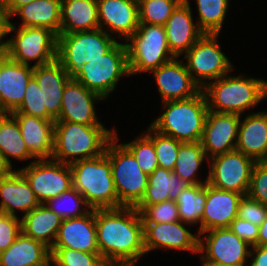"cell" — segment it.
<instances>
[{
	"label": "cell",
	"instance_id": "cell-24",
	"mask_svg": "<svg viewBox=\"0 0 267 266\" xmlns=\"http://www.w3.org/2000/svg\"><path fill=\"white\" fill-rule=\"evenodd\" d=\"M0 212L17 216L16 209L27 214L40 202L25 176L18 170L0 177Z\"/></svg>",
	"mask_w": 267,
	"mask_h": 266
},
{
	"label": "cell",
	"instance_id": "cell-18",
	"mask_svg": "<svg viewBox=\"0 0 267 266\" xmlns=\"http://www.w3.org/2000/svg\"><path fill=\"white\" fill-rule=\"evenodd\" d=\"M32 76L33 66L0 54V113H12L20 107Z\"/></svg>",
	"mask_w": 267,
	"mask_h": 266
},
{
	"label": "cell",
	"instance_id": "cell-23",
	"mask_svg": "<svg viewBox=\"0 0 267 266\" xmlns=\"http://www.w3.org/2000/svg\"><path fill=\"white\" fill-rule=\"evenodd\" d=\"M170 52L178 58L184 55L204 34L193 21L189 1L183 0L164 25Z\"/></svg>",
	"mask_w": 267,
	"mask_h": 266
},
{
	"label": "cell",
	"instance_id": "cell-27",
	"mask_svg": "<svg viewBox=\"0 0 267 266\" xmlns=\"http://www.w3.org/2000/svg\"><path fill=\"white\" fill-rule=\"evenodd\" d=\"M235 149L256 162L267 161V111L251 113L240 121Z\"/></svg>",
	"mask_w": 267,
	"mask_h": 266
},
{
	"label": "cell",
	"instance_id": "cell-42",
	"mask_svg": "<svg viewBox=\"0 0 267 266\" xmlns=\"http://www.w3.org/2000/svg\"><path fill=\"white\" fill-rule=\"evenodd\" d=\"M143 223H171L179 221V211L176 201L167 200L154 205H137Z\"/></svg>",
	"mask_w": 267,
	"mask_h": 266
},
{
	"label": "cell",
	"instance_id": "cell-14",
	"mask_svg": "<svg viewBox=\"0 0 267 266\" xmlns=\"http://www.w3.org/2000/svg\"><path fill=\"white\" fill-rule=\"evenodd\" d=\"M198 235V253L202 254L201 260L215 261L227 265L246 266L247 263L245 262L250 256L249 247L251 246L229 228L207 230ZM201 235H205L203 239Z\"/></svg>",
	"mask_w": 267,
	"mask_h": 266
},
{
	"label": "cell",
	"instance_id": "cell-30",
	"mask_svg": "<svg viewBox=\"0 0 267 266\" xmlns=\"http://www.w3.org/2000/svg\"><path fill=\"white\" fill-rule=\"evenodd\" d=\"M62 218L50 210L45 204L23 215L21 219L22 233L34 240L40 241L50 249L52 248Z\"/></svg>",
	"mask_w": 267,
	"mask_h": 266
},
{
	"label": "cell",
	"instance_id": "cell-7",
	"mask_svg": "<svg viewBox=\"0 0 267 266\" xmlns=\"http://www.w3.org/2000/svg\"><path fill=\"white\" fill-rule=\"evenodd\" d=\"M118 134L108 142L105 153L111 162L112 176L118 196V207H136L145 195L148 175L139 167L134 155L117 144Z\"/></svg>",
	"mask_w": 267,
	"mask_h": 266
},
{
	"label": "cell",
	"instance_id": "cell-53",
	"mask_svg": "<svg viewBox=\"0 0 267 266\" xmlns=\"http://www.w3.org/2000/svg\"><path fill=\"white\" fill-rule=\"evenodd\" d=\"M203 264L202 266H236V265H227V264H222V263H218L215 261H208V260H203Z\"/></svg>",
	"mask_w": 267,
	"mask_h": 266
},
{
	"label": "cell",
	"instance_id": "cell-11",
	"mask_svg": "<svg viewBox=\"0 0 267 266\" xmlns=\"http://www.w3.org/2000/svg\"><path fill=\"white\" fill-rule=\"evenodd\" d=\"M219 34L204 33L185 53L186 68L193 80L203 89L207 80H216L229 74L233 65L218 45Z\"/></svg>",
	"mask_w": 267,
	"mask_h": 266
},
{
	"label": "cell",
	"instance_id": "cell-20",
	"mask_svg": "<svg viewBox=\"0 0 267 266\" xmlns=\"http://www.w3.org/2000/svg\"><path fill=\"white\" fill-rule=\"evenodd\" d=\"M183 62L182 59L174 58L151 71L158 85L162 103L188 99L202 90Z\"/></svg>",
	"mask_w": 267,
	"mask_h": 266
},
{
	"label": "cell",
	"instance_id": "cell-25",
	"mask_svg": "<svg viewBox=\"0 0 267 266\" xmlns=\"http://www.w3.org/2000/svg\"><path fill=\"white\" fill-rule=\"evenodd\" d=\"M33 77L42 91L43 108H47V112L56 120L60 115L63 89L71 77L57 59L33 67Z\"/></svg>",
	"mask_w": 267,
	"mask_h": 266
},
{
	"label": "cell",
	"instance_id": "cell-46",
	"mask_svg": "<svg viewBox=\"0 0 267 266\" xmlns=\"http://www.w3.org/2000/svg\"><path fill=\"white\" fill-rule=\"evenodd\" d=\"M21 233V219L0 212V252L7 250Z\"/></svg>",
	"mask_w": 267,
	"mask_h": 266
},
{
	"label": "cell",
	"instance_id": "cell-33",
	"mask_svg": "<svg viewBox=\"0 0 267 266\" xmlns=\"http://www.w3.org/2000/svg\"><path fill=\"white\" fill-rule=\"evenodd\" d=\"M0 151L5 162L11 168L9 157L17 160H29L36 158L29 152L20 127L16 119L10 113H0Z\"/></svg>",
	"mask_w": 267,
	"mask_h": 266
},
{
	"label": "cell",
	"instance_id": "cell-38",
	"mask_svg": "<svg viewBox=\"0 0 267 266\" xmlns=\"http://www.w3.org/2000/svg\"><path fill=\"white\" fill-rule=\"evenodd\" d=\"M183 0H138L139 23L165 25Z\"/></svg>",
	"mask_w": 267,
	"mask_h": 266
},
{
	"label": "cell",
	"instance_id": "cell-41",
	"mask_svg": "<svg viewBox=\"0 0 267 266\" xmlns=\"http://www.w3.org/2000/svg\"><path fill=\"white\" fill-rule=\"evenodd\" d=\"M123 145L134 155L141 170L150 175L157 167L158 160L153 141L144 134Z\"/></svg>",
	"mask_w": 267,
	"mask_h": 266
},
{
	"label": "cell",
	"instance_id": "cell-22",
	"mask_svg": "<svg viewBox=\"0 0 267 266\" xmlns=\"http://www.w3.org/2000/svg\"><path fill=\"white\" fill-rule=\"evenodd\" d=\"M52 248L99 253L95 209L79 218L62 219Z\"/></svg>",
	"mask_w": 267,
	"mask_h": 266
},
{
	"label": "cell",
	"instance_id": "cell-15",
	"mask_svg": "<svg viewBox=\"0 0 267 266\" xmlns=\"http://www.w3.org/2000/svg\"><path fill=\"white\" fill-rule=\"evenodd\" d=\"M241 115L208 111L201 145L210 158L235 150Z\"/></svg>",
	"mask_w": 267,
	"mask_h": 266
},
{
	"label": "cell",
	"instance_id": "cell-43",
	"mask_svg": "<svg viewBox=\"0 0 267 266\" xmlns=\"http://www.w3.org/2000/svg\"><path fill=\"white\" fill-rule=\"evenodd\" d=\"M12 113H23L30 116L39 117L55 121V119L47 112V108H43L42 91L35 78H32L28 82V86L25 90V96L20 107Z\"/></svg>",
	"mask_w": 267,
	"mask_h": 266
},
{
	"label": "cell",
	"instance_id": "cell-1",
	"mask_svg": "<svg viewBox=\"0 0 267 266\" xmlns=\"http://www.w3.org/2000/svg\"><path fill=\"white\" fill-rule=\"evenodd\" d=\"M99 254L107 265H135L146 254L144 226L135 207L95 209Z\"/></svg>",
	"mask_w": 267,
	"mask_h": 266
},
{
	"label": "cell",
	"instance_id": "cell-26",
	"mask_svg": "<svg viewBox=\"0 0 267 266\" xmlns=\"http://www.w3.org/2000/svg\"><path fill=\"white\" fill-rule=\"evenodd\" d=\"M10 114L16 119L29 152L36 159L52 158L55 121L23 113Z\"/></svg>",
	"mask_w": 267,
	"mask_h": 266
},
{
	"label": "cell",
	"instance_id": "cell-36",
	"mask_svg": "<svg viewBox=\"0 0 267 266\" xmlns=\"http://www.w3.org/2000/svg\"><path fill=\"white\" fill-rule=\"evenodd\" d=\"M189 1V0H185ZM198 27L204 33L220 34L228 12L229 0H196Z\"/></svg>",
	"mask_w": 267,
	"mask_h": 266
},
{
	"label": "cell",
	"instance_id": "cell-51",
	"mask_svg": "<svg viewBox=\"0 0 267 266\" xmlns=\"http://www.w3.org/2000/svg\"><path fill=\"white\" fill-rule=\"evenodd\" d=\"M6 21L7 20L4 16L2 6L0 5V54L3 53L4 27H5Z\"/></svg>",
	"mask_w": 267,
	"mask_h": 266
},
{
	"label": "cell",
	"instance_id": "cell-55",
	"mask_svg": "<svg viewBox=\"0 0 267 266\" xmlns=\"http://www.w3.org/2000/svg\"><path fill=\"white\" fill-rule=\"evenodd\" d=\"M5 2L6 0H0V5L2 6Z\"/></svg>",
	"mask_w": 267,
	"mask_h": 266
},
{
	"label": "cell",
	"instance_id": "cell-13",
	"mask_svg": "<svg viewBox=\"0 0 267 266\" xmlns=\"http://www.w3.org/2000/svg\"><path fill=\"white\" fill-rule=\"evenodd\" d=\"M207 183L211 186L247 195L256 161L238 150L214 156L208 160Z\"/></svg>",
	"mask_w": 267,
	"mask_h": 266
},
{
	"label": "cell",
	"instance_id": "cell-48",
	"mask_svg": "<svg viewBox=\"0 0 267 266\" xmlns=\"http://www.w3.org/2000/svg\"><path fill=\"white\" fill-rule=\"evenodd\" d=\"M250 265L247 266H267V245H254L250 247Z\"/></svg>",
	"mask_w": 267,
	"mask_h": 266
},
{
	"label": "cell",
	"instance_id": "cell-4",
	"mask_svg": "<svg viewBox=\"0 0 267 266\" xmlns=\"http://www.w3.org/2000/svg\"><path fill=\"white\" fill-rule=\"evenodd\" d=\"M164 112L150 124L161 134L181 142H200L209 111L206 96L163 102Z\"/></svg>",
	"mask_w": 267,
	"mask_h": 266
},
{
	"label": "cell",
	"instance_id": "cell-49",
	"mask_svg": "<svg viewBox=\"0 0 267 266\" xmlns=\"http://www.w3.org/2000/svg\"><path fill=\"white\" fill-rule=\"evenodd\" d=\"M35 0H6L2 5V10L6 20L20 7Z\"/></svg>",
	"mask_w": 267,
	"mask_h": 266
},
{
	"label": "cell",
	"instance_id": "cell-44",
	"mask_svg": "<svg viewBox=\"0 0 267 266\" xmlns=\"http://www.w3.org/2000/svg\"><path fill=\"white\" fill-rule=\"evenodd\" d=\"M247 195L267 207V161L254 165Z\"/></svg>",
	"mask_w": 267,
	"mask_h": 266
},
{
	"label": "cell",
	"instance_id": "cell-9",
	"mask_svg": "<svg viewBox=\"0 0 267 266\" xmlns=\"http://www.w3.org/2000/svg\"><path fill=\"white\" fill-rule=\"evenodd\" d=\"M125 42L130 75L151 72L176 58L169 49L163 25L140 23Z\"/></svg>",
	"mask_w": 267,
	"mask_h": 266
},
{
	"label": "cell",
	"instance_id": "cell-45",
	"mask_svg": "<svg viewBox=\"0 0 267 266\" xmlns=\"http://www.w3.org/2000/svg\"><path fill=\"white\" fill-rule=\"evenodd\" d=\"M267 215V207L259 201L244 195L238 205V216L245 221L260 226Z\"/></svg>",
	"mask_w": 267,
	"mask_h": 266
},
{
	"label": "cell",
	"instance_id": "cell-35",
	"mask_svg": "<svg viewBox=\"0 0 267 266\" xmlns=\"http://www.w3.org/2000/svg\"><path fill=\"white\" fill-rule=\"evenodd\" d=\"M206 202V183L202 185H189L178 196L179 216L182 222L195 225L200 222Z\"/></svg>",
	"mask_w": 267,
	"mask_h": 266
},
{
	"label": "cell",
	"instance_id": "cell-52",
	"mask_svg": "<svg viewBox=\"0 0 267 266\" xmlns=\"http://www.w3.org/2000/svg\"><path fill=\"white\" fill-rule=\"evenodd\" d=\"M11 171L12 168L5 162L0 151V177L9 174Z\"/></svg>",
	"mask_w": 267,
	"mask_h": 266
},
{
	"label": "cell",
	"instance_id": "cell-19",
	"mask_svg": "<svg viewBox=\"0 0 267 266\" xmlns=\"http://www.w3.org/2000/svg\"><path fill=\"white\" fill-rule=\"evenodd\" d=\"M99 28L128 40L139 27L138 0H97ZM105 26V27H104Z\"/></svg>",
	"mask_w": 267,
	"mask_h": 266
},
{
	"label": "cell",
	"instance_id": "cell-29",
	"mask_svg": "<svg viewBox=\"0 0 267 266\" xmlns=\"http://www.w3.org/2000/svg\"><path fill=\"white\" fill-rule=\"evenodd\" d=\"M99 28L97 0H61L60 33Z\"/></svg>",
	"mask_w": 267,
	"mask_h": 266
},
{
	"label": "cell",
	"instance_id": "cell-32",
	"mask_svg": "<svg viewBox=\"0 0 267 266\" xmlns=\"http://www.w3.org/2000/svg\"><path fill=\"white\" fill-rule=\"evenodd\" d=\"M188 186L189 184L173 171L157 167L148 175L146 192L138 205H154L167 200L176 201Z\"/></svg>",
	"mask_w": 267,
	"mask_h": 266
},
{
	"label": "cell",
	"instance_id": "cell-31",
	"mask_svg": "<svg viewBox=\"0 0 267 266\" xmlns=\"http://www.w3.org/2000/svg\"><path fill=\"white\" fill-rule=\"evenodd\" d=\"M18 15L19 27H43L60 35L61 0H35L20 6L11 16Z\"/></svg>",
	"mask_w": 267,
	"mask_h": 266
},
{
	"label": "cell",
	"instance_id": "cell-6",
	"mask_svg": "<svg viewBox=\"0 0 267 266\" xmlns=\"http://www.w3.org/2000/svg\"><path fill=\"white\" fill-rule=\"evenodd\" d=\"M17 33L7 41H3V53L24 65L36 60L33 67L53 62L57 58L58 35L48 28L19 27L10 20L4 27V37L11 32Z\"/></svg>",
	"mask_w": 267,
	"mask_h": 266
},
{
	"label": "cell",
	"instance_id": "cell-47",
	"mask_svg": "<svg viewBox=\"0 0 267 266\" xmlns=\"http://www.w3.org/2000/svg\"><path fill=\"white\" fill-rule=\"evenodd\" d=\"M229 229L250 246L258 245L259 226L236 217L231 222Z\"/></svg>",
	"mask_w": 267,
	"mask_h": 266
},
{
	"label": "cell",
	"instance_id": "cell-16",
	"mask_svg": "<svg viewBox=\"0 0 267 266\" xmlns=\"http://www.w3.org/2000/svg\"><path fill=\"white\" fill-rule=\"evenodd\" d=\"M103 98L71 78L63 89L60 115L55 121H69L85 125H103L98 121L95 102Z\"/></svg>",
	"mask_w": 267,
	"mask_h": 266
},
{
	"label": "cell",
	"instance_id": "cell-28",
	"mask_svg": "<svg viewBox=\"0 0 267 266\" xmlns=\"http://www.w3.org/2000/svg\"><path fill=\"white\" fill-rule=\"evenodd\" d=\"M51 252L40 241L21 233L13 244L0 252V266H51Z\"/></svg>",
	"mask_w": 267,
	"mask_h": 266
},
{
	"label": "cell",
	"instance_id": "cell-34",
	"mask_svg": "<svg viewBox=\"0 0 267 266\" xmlns=\"http://www.w3.org/2000/svg\"><path fill=\"white\" fill-rule=\"evenodd\" d=\"M205 158L207 156L201 142H183L173 172L189 185L205 184L208 176L203 182L195 177Z\"/></svg>",
	"mask_w": 267,
	"mask_h": 266
},
{
	"label": "cell",
	"instance_id": "cell-37",
	"mask_svg": "<svg viewBox=\"0 0 267 266\" xmlns=\"http://www.w3.org/2000/svg\"><path fill=\"white\" fill-rule=\"evenodd\" d=\"M44 204L62 219L79 218L91 211V207L87 204L85 198L74 187L59 196L51 198Z\"/></svg>",
	"mask_w": 267,
	"mask_h": 266
},
{
	"label": "cell",
	"instance_id": "cell-50",
	"mask_svg": "<svg viewBox=\"0 0 267 266\" xmlns=\"http://www.w3.org/2000/svg\"><path fill=\"white\" fill-rule=\"evenodd\" d=\"M258 245H267V215L264 222L259 226Z\"/></svg>",
	"mask_w": 267,
	"mask_h": 266
},
{
	"label": "cell",
	"instance_id": "cell-21",
	"mask_svg": "<svg viewBox=\"0 0 267 266\" xmlns=\"http://www.w3.org/2000/svg\"><path fill=\"white\" fill-rule=\"evenodd\" d=\"M242 197L237 192L221 190L206 183V202L197 234L217 228H229L238 216V205Z\"/></svg>",
	"mask_w": 267,
	"mask_h": 266
},
{
	"label": "cell",
	"instance_id": "cell-5",
	"mask_svg": "<svg viewBox=\"0 0 267 266\" xmlns=\"http://www.w3.org/2000/svg\"><path fill=\"white\" fill-rule=\"evenodd\" d=\"M73 187L91 209L118 208L111 162L106 153L70 164Z\"/></svg>",
	"mask_w": 267,
	"mask_h": 266
},
{
	"label": "cell",
	"instance_id": "cell-54",
	"mask_svg": "<svg viewBox=\"0 0 267 266\" xmlns=\"http://www.w3.org/2000/svg\"><path fill=\"white\" fill-rule=\"evenodd\" d=\"M106 266H135V265H106Z\"/></svg>",
	"mask_w": 267,
	"mask_h": 266
},
{
	"label": "cell",
	"instance_id": "cell-12",
	"mask_svg": "<svg viewBox=\"0 0 267 266\" xmlns=\"http://www.w3.org/2000/svg\"><path fill=\"white\" fill-rule=\"evenodd\" d=\"M29 182L40 204L73 187L70 164L50 159H36L19 169Z\"/></svg>",
	"mask_w": 267,
	"mask_h": 266
},
{
	"label": "cell",
	"instance_id": "cell-3",
	"mask_svg": "<svg viewBox=\"0 0 267 266\" xmlns=\"http://www.w3.org/2000/svg\"><path fill=\"white\" fill-rule=\"evenodd\" d=\"M210 111L235 113L242 116L244 111L258 105L267 97V81L243 75H225L214 82H208L202 89Z\"/></svg>",
	"mask_w": 267,
	"mask_h": 266
},
{
	"label": "cell",
	"instance_id": "cell-40",
	"mask_svg": "<svg viewBox=\"0 0 267 266\" xmlns=\"http://www.w3.org/2000/svg\"><path fill=\"white\" fill-rule=\"evenodd\" d=\"M53 266H106L99 253H86L68 248H51Z\"/></svg>",
	"mask_w": 267,
	"mask_h": 266
},
{
	"label": "cell",
	"instance_id": "cell-17",
	"mask_svg": "<svg viewBox=\"0 0 267 266\" xmlns=\"http://www.w3.org/2000/svg\"><path fill=\"white\" fill-rule=\"evenodd\" d=\"M188 223L181 220L171 223H143L146 253L165 248L198 253L199 235L185 228Z\"/></svg>",
	"mask_w": 267,
	"mask_h": 266
},
{
	"label": "cell",
	"instance_id": "cell-39",
	"mask_svg": "<svg viewBox=\"0 0 267 266\" xmlns=\"http://www.w3.org/2000/svg\"><path fill=\"white\" fill-rule=\"evenodd\" d=\"M146 135L154 143L159 167L173 171L179 147L183 142L178 141L173 137L161 134L151 126L148 127Z\"/></svg>",
	"mask_w": 267,
	"mask_h": 266
},
{
	"label": "cell",
	"instance_id": "cell-8",
	"mask_svg": "<svg viewBox=\"0 0 267 266\" xmlns=\"http://www.w3.org/2000/svg\"><path fill=\"white\" fill-rule=\"evenodd\" d=\"M118 41L101 28L58 36L57 60L74 78L82 66L106 54Z\"/></svg>",
	"mask_w": 267,
	"mask_h": 266
},
{
	"label": "cell",
	"instance_id": "cell-10",
	"mask_svg": "<svg viewBox=\"0 0 267 266\" xmlns=\"http://www.w3.org/2000/svg\"><path fill=\"white\" fill-rule=\"evenodd\" d=\"M124 75L130 76L127 47L125 43L117 42L100 58L85 63L74 79L106 99Z\"/></svg>",
	"mask_w": 267,
	"mask_h": 266
},
{
	"label": "cell",
	"instance_id": "cell-2",
	"mask_svg": "<svg viewBox=\"0 0 267 266\" xmlns=\"http://www.w3.org/2000/svg\"><path fill=\"white\" fill-rule=\"evenodd\" d=\"M113 137L114 129H107L104 125L55 121L52 159L72 164L97 157L105 152Z\"/></svg>",
	"mask_w": 267,
	"mask_h": 266
}]
</instances>
